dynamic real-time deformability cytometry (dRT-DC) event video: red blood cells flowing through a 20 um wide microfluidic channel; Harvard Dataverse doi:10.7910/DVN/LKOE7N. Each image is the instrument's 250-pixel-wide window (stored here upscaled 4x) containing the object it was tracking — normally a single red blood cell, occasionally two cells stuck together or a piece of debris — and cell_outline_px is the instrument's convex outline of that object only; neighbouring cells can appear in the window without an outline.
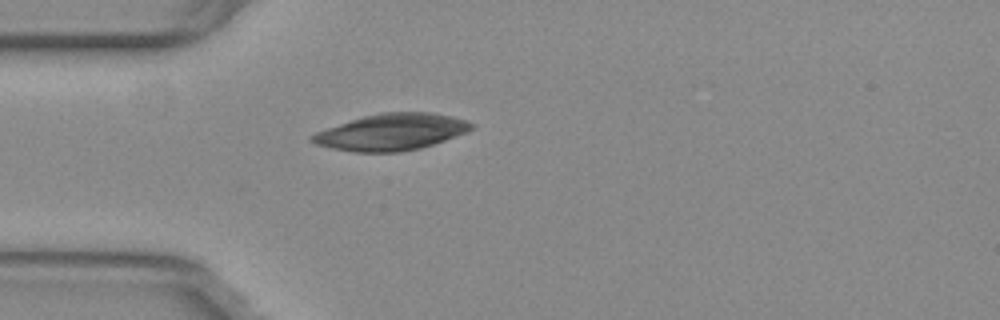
{"species": "common noctule bat (a hibernating species)", "species_latin": "Nyctalus noctula", "temperature_condition": "warm", "stored_images_in_passage": 14, "camera_frame_rate_fps": 3000, "um_per_image_px": 0.085, "animal": {"sex": "female", "body_mass_g": 29.2, "forearm_length_mm": 56.3}, "frame": {"image": 1, "passage_image": 1, "time_ms": 0.0, "image_size_px": [1000, 320], "cell_outline_px": [[476, 128], [468, 132], [420, 148], [400, 152], [352, 152], [332, 148], [316, 144], [308, 140], [308, 136], [316, 132], [364, 116], [380, 112], [432, 112], [452, 116], [468, 120], [476, 124]], "centroid_in_image_um": [33.32, 11.22], "position_along_channel_um": 51.7, "area_um2": 34.04}}
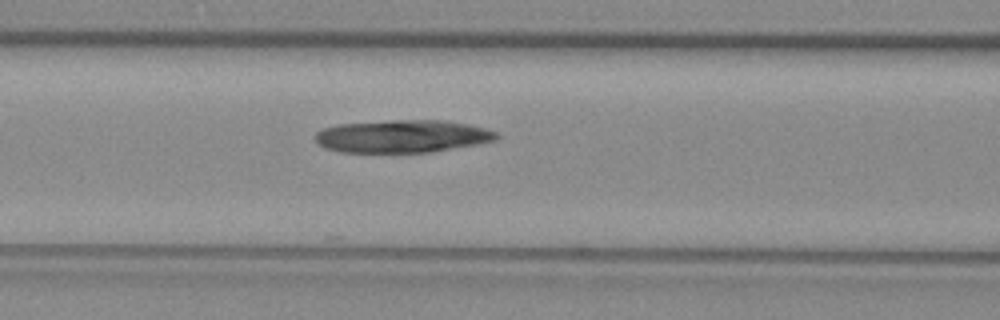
{"frame": {"image": 2, "passage_image": 8, "time_ms": 2.333, "image_size_px": [1000, 320], "cell_outline_px": [[500, 136], [496, 140], [476, 144], [428, 152], [340, 152], [324, 148], [312, 136], [316, 132], [324, 128], [340, 124], [388, 120], [440, 120], [468, 124], [484, 128], [496, 132]], "centroid_in_image_um": [34.16, 11.58], "position_along_channel_um": 132.4, "area_um2": 34.39}}